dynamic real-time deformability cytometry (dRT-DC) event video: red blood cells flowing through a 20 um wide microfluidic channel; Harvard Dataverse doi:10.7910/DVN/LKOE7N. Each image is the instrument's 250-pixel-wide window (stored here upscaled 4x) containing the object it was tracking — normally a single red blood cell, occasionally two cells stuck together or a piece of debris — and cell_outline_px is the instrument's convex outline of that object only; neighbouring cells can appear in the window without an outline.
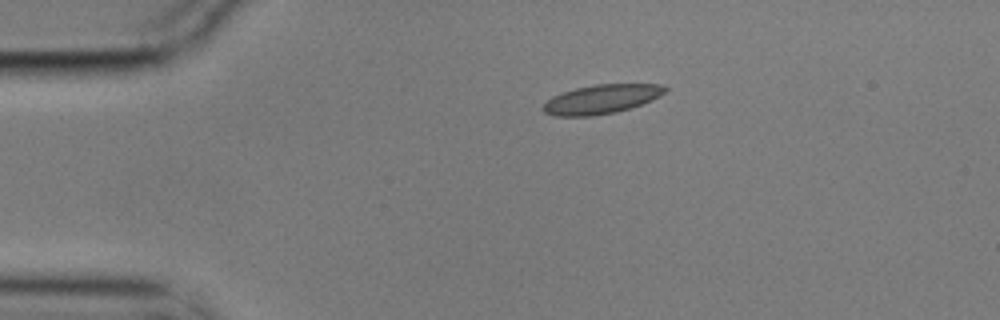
{"species": "common noctule bat (a hibernating species)", "species_latin": "Nyctalus noctula", "temperature_condition": "cold", "stored_images_in_passage": 2, "camera_frame_rate_fps": 3000, "um_per_image_px": 0.085, "animal": {"sex": "male", "body_mass_g": 17.9}, "frame": {"image": 1, "passage_image": 1, "time_ms": 0.0, "image_size_px": [1000, 320], "cell_outline_px": [[668, 88], [660, 96], [652, 100], [616, 112], [592, 116], [556, 116], [544, 112], [540, 108], [552, 96], [576, 88], [596, 84], [664, 84]], "centroid_in_image_um": [51.12, 8.43], "position_along_channel_um": 33.9, "area_um2": 20.58}}